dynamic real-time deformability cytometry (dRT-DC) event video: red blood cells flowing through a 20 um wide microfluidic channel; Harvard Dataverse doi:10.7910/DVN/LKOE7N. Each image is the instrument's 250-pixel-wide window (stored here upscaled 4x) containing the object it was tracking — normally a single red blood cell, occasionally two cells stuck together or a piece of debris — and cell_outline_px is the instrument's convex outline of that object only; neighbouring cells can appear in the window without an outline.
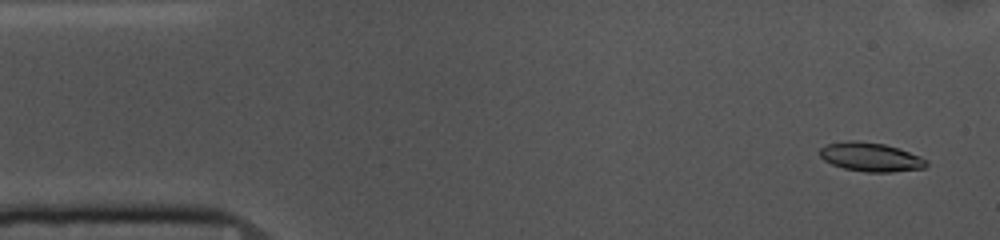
{"species": "common noctule bat (a hibernating species)", "species_latin": "Nyctalus noctula", "temperature_condition": "cold", "stored_images_in_passage": 54, "camera_frame_rate_fps": 3000, "um_per_image_px": 0.085, "animal": {"sex": "female", "body_mass_g": 10.0, "forearm_length_mm": 53.1}, "frame": {"image": 1, "passage_image": 3, "time_ms": 0.667, "image_size_px": [1000, 240], "cell_outline_px": [[928, 164], [924, 168], [892, 172], [864, 172], [844, 168], [832, 164], [824, 160], [820, 156], [820, 148], [828, 144], [848, 140], [856, 140], [884, 144], [920, 156], [928, 160]], "centroid_in_image_um": [74.01, 13.35], "position_along_channel_um": 11.0, "area_um2": 17.86}}
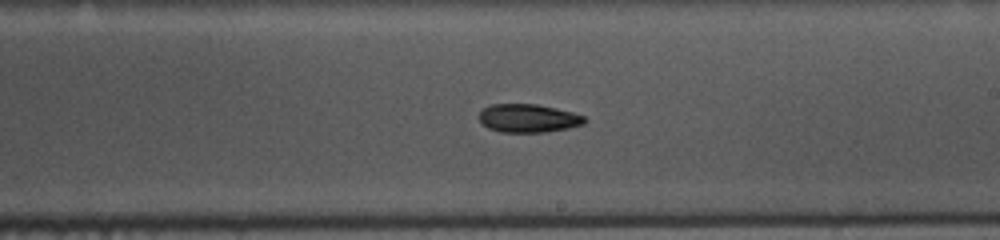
{"frame": {"image": 2, "passage_image": 30, "time_ms": 9.667, "image_size_px": [1000, 240], "cell_outline_px": [[588, 120], [584, 124], [568, 128], [544, 132], [500, 132], [488, 128], [480, 120], [480, 112], [484, 108], [492, 104], [536, 104], [556, 108], [572, 112], [584, 116]], "centroid_in_image_um": [44.93, 10.05], "position_along_channel_um": 244.1, "area_um2": 17.34}}
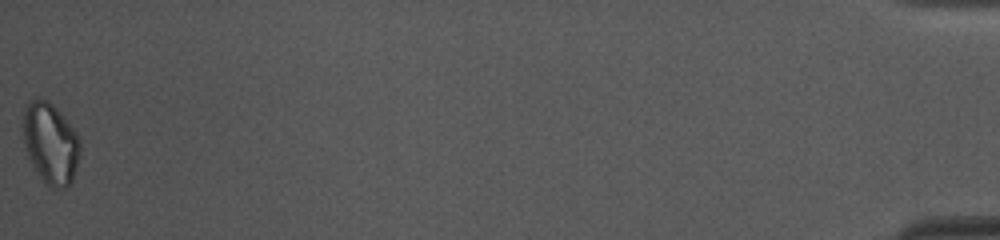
{"frame": {"image": 3, "passage_image": 54, "time_ms": 17.667, "image_size_px": [1000, 240], "cell_outline_px": [[80, 156], [72, 184], [68, 188], [56, 188], [48, 184], [40, 176], [32, 164], [28, 156], [24, 144], [24, 108], [28, 100], [48, 100], [64, 116], [76, 132], [80, 140]], "centroid_in_image_um": [4.33, 12.19], "position_along_channel_um": 430.9, "area_um2": 26.82}, "authors_computed_cell_mechanics": {"area_um2": 18.0625, "velocity_mm_per_s": 3.6511, "shape_relaxation_time_tau1_ms": 4.066, "shape_relaxation_time_tau2_ms": null, "deformation_change_tau1": 0.1179, "deformation_change_tau2": null}}